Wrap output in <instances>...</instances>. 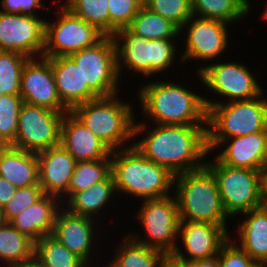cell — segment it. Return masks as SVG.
Masks as SVG:
<instances>
[{"instance_id":"d6a6232c","label":"cell","mask_w":267,"mask_h":267,"mask_svg":"<svg viewBox=\"0 0 267 267\" xmlns=\"http://www.w3.org/2000/svg\"><path fill=\"white\" fill-rule=\"evenodd\" d=\"M66 2V3H64ZM63 5L74 15L109 36V0H66Z\"/></svg>"},{"instance_id":"1f68e13d","label":"cell","mask_w":267,"mask_h":267,"mask_svg":"<svg viewBox=\"0 0 267 267\" xmlns=\"http://www.w3.org/2000/svg\"><path fill=\"white\" fill-rule=\"evenodd\" d=\"M111 173V155L107 159L76 162L68 185V199L76 192L87 190Z\"/></svg>"},{"instance_id":"d590c367","label":"cell","mask_w":267,"mask_h":267,"mask_svg":"<svg viewBox=\"0 0 267 267\" xmlns=\"http://www.w3.org/2000/svg\"><path fill=\"white\" fill-rule=\"evenodd\" d=\"M147 8L171 21L180 30L193 16L192 0H144Z\"/></svg>"},{"instance_id":"b9f144b4","label":"cell","mask_w":267,"mask_h":267,"mask_svg":"<svg viewBox=\"0 0 267 267\" xmlns=\"http://www.w3.org/2000/svg\"><path fill=\"white\" fill-rule=\"evenodd\" d=\"M188 267H220L219 256L188 262Z\"/></svg>"},{"instance_id":"484cf974","label":"cell","mask_w":267,"mask_h":267,"mask_svg":"<svg viewBox=\"0 0 267 267\" xmlns=\"http://www.w3.org/2000/svg\"><path fill=\"white\" fill-rule=\"evenodd\" d=\"M117 193L114 178L110 173L103 181L95 183L87 190L74 193L68 200L62 202L63 206L73 214L87 217L97 216L98 211H104L112 196ZM65 203V204H64ZM103 209V210H102Z\"/></svg>"},{"instance_id":"7bdbcfd3","label":"cell","mask_w":267,"mask_h":267,"mask_svg":"<svg viewBox=\"0 0 267 267\" xmlns=\"http://www.w3.org/2000/svg\"><path fill=\"white\" fill-rule=\"evenodd\" d=\"M159 267H188V263L178 259L173 254H166Z\"/></svg>"},{"instance_id":"3957f363","label":"cell","mask_w":267,"mask_h":267,"mask_svg":"<svg viewBox=\"0 0 267 267\" xmlns=\"http://www.w3.org/2000/svg\"><path fill=\"white\" fill-rule=\"evenodd\" d=\"M117 96L115 94L98 97L79 104L71 110L112 151L133 146L126 144L134 138L137 139L138 136L144 134L143 132H147L145 120L135 123L132 105L121 101Z\"/></svg>"},{"instance_id":"4dcf8cb0","label":"cell","mask_w":267,"mask_h":267,"mask_svg":"<svg viewBox=\"0 0 267 267\" xmlns=\"http://www.w3.org/2000/svg\"><path fill=\"white\" fill-rule=\"evenodd\" d=\"M34 254L47 267H89L52 235H46L35 242Z\"/></svg>"},{"instance_id":"9a60e30c","label":"cell","mask_w":267,"mask_h":267,"mask_svg":"<svg viewBox=\"0 0 267 267\" xmlns=\"http://www.w3.org/2000/svg\"><path fill=\"white\" fill-rule=\"evenodd\" d=\"M228 24L219 20L191 16L180 30L185 31V51L180 58L183 64L186 60L212 61L225 53L228 44Z\"/></svg>"},{"instance_id":"f1b7e54d","label":"cell","mask_w":267,"mask_h":267,"mask_svg":"<svg viewBox=\"0 0 267 267\" xmlns=\"http://www.w3.org/2000/svg\"><path fill=\"white\" fill-rule=\"evenodd\" d=\"M132 33L149 40L179 38L180 29L144 4L127 27Z\"/></svg>"},{"instance_id":"ba28073f","label":"cell","mask_w":267,"mask_h":267,"mask_svg":"<svg viewBox=\"0 0 267 267\" xmlns=\"http://www.w3.org/2000/svg\"><path fill=\"white\" fill-rule=\"evenodd\" d=\"M206 159V166L217 182L225 212L229 217L239 216L265 204L264 172L247 168H233L216 157Z\"/></svg>"},{"instance_id":"bcb514c9","label":"cell","mask_w":267,"mask_h":267,"mask_svg":"<svg viewBox=\"0 0 267 267\" xmlns=\"http://www.w3.org/2000/svg\"><path fill=\"white\" fill-rule=\"evenodd\" d=\"M6 221L4 219V215H3V208H0V226L2 224H4Z\"/></svg>"},{"instance_id":"ab89813d","label":"cell","mask_w":267,"mask_h":267,"mask_svg":"<svg viewBox=\"0 0 267 267\" xmlns=\"http://www.w3.org/2000/svg\"><path fill=\"white\" fill-rule=\"evenodd\" d=\"M41 2L42 0H1V6L3 10L0 11L40 18L37 16L38 14L36 11L38 9L43 10V7L46 8L44 6L45 4Z\"/></svg>"},{"instance_id":"7402d4cb","label":"cell","mask_w":267,"mask_h":267,"mask_svg":"<svg viewBox=\"0 0 267 267\" xmlns=\"http://www.w3.org/2000/svg\"><path fill=\"white\" fill-rule=\"evenodd\" d=\"M50 63L59 98L70 111L99 97L88 84L83 83L81 68L69 56L50 58Z\"/></svg>"},{"instance_id":"f6af8a7d","label":"cell","mask_w":267,"mask_h":267,"mask_svg":"<svg viewBox=\"0 0 267 267\" xmlns=\"http://www.w3.org/2000/svg\"><path fill=\"white\" fill-rule=\"evenodd\" d=\"M264 200L267 204V169L264 171Z\"/></svg>"},{"instance_id":"d4e9b609","label":"cell","mask_w":267,"mask_h":267,"mask_svg":"<svg viewBox=\"0 0 267 267\" xmlns=\"http://www.w3.org/2000/svg\"><path fill=\"white\" fill-rule=\"evenodd\" d=\"M0 176L16 188L39 184L36 153L0 145Z\"/></svg>"},{"instance_id":"7c38bea8","label":"cell","mask_w":267,"mask_h":267,"mask_svg":"<svg viewBox=\"0 0 267 267\" xmlns=\"http://www.w3.org/2000/svg\"><path fill=\"white\" fill-rule=\"evenodd\" d=\"M68 111H53L37 105H22L18 131L12 147L39 153L60 144L61 123Z\"/></svg>"},{"instance_id":"7dc6e473","label":"cell","mask_w":267,"mask_h":267,"mask_svg":"<svg viewBox=\"0 0 267 267\" xmlns=\"http://www.w3.org/2000/svg\"><path fill=\"white\" fill-rule=\"evenodd\" d=\"M265 11L263 12V18L266 19L265 21H267V3H266V8L264 9Z\"/></svg>"},{"instance_id":"ffe728a7","label":"cell","mask_w":267,"mask_h":267,"mask_svg":"<svg viewBox=\"0 0 267 267\" xmlns=\"http://www.w3.org/2000/svg\"><path fill=\"white\" fill-rule=\"evenodd\" d=\"M220 146H225V149L219 152L218 155L215 154L214 157L222 164L233 168L265 171L267 162V131L227 138L216 149H220Z\"/></svg>"},{"instance_id":"c3c4849f","label":"cell","mask_w":267,"mask_h":267,"mask_svg":"<svg viewBox=\"0 0 267 267\" xmlns=\"http://www.w3.org/2000/svg\"><path fill=\"white\" fill-rule=\"evenodd\" d=\"M256 267H267V265H257Z\"/></svg>"},{"instance_id":"d6986e66","label":"cell","mask_w":267,"mask_h":267,"mask_svg":"<svg viewBox=\"0 0 267 267\" xmlns=\"http://www.w3.org/2000/svg\"><path fill=\"white\" fill-rule=\"evenodd\" d=\"M94 219L87 216L70 213L64 206L55 219L52 236L80 257L89 267L94 242ZM92 242V243H91ZM91 253V254H90Z\"/></svg>"},{"instance_id":"4316f807","label":"cell","mask_w":267,"mask_h":267,"mask_svg":"<svg viewBox=\"0 0 267 267\" xmlns=\"http://www.w3.org/2000/svg\"><path fill=\"white\" fill-rule=\"evenodd\" d=\"M119 247V248H118ZM113 259L104 267H159L166 253L135 241L129 234L122 238Z\"/></svg>"},{"instance_id":"603a6c76","label":"cell","mask_w":267,"mask_h":267,"mask_svg":"<svg viewBox=\"0 0 267 267\" xmlns=\"http://www.w3.org/2000/svg\"><path fill=\"white\" fill-rule=\"evenodd\" d=\"M62 201L64 202L65 200L45 194L9 223L19 232L37 242L42 237L52 234L56 215L63 208Z\"/></svg>"},{"instance_id":"4fadbf2b","label":"cell","mask_w":267,"mask_h":267,"mask_svg":"<svg viewBox=\"0 0 267 267\" xmlns=\"http://www.w3.org/2000/svg\"><path fill=\"white\" fill-rule=\"evenodd\" d=\"M198 77L207 91L222 95L228 101L247 100L264 94L262 86L256 80L248 66L239 62H218L201 65Z\"/></svg>"},{"instance_id":"ac0fdd59","label":"cell","mask_w":267,"mask_h":267,"mask_svg":"<svg viewBox=\"0 0 267 267\" xmlns=\"http://www.w3.org/2000/svg\"><path fill=\"white\" fill-rule=\"evenodd\" d=\"M36 156L39 185L44 194L68 200V185L76 165L74 157L61 144L41 151Z\"/></svg>"},{"instance_id":"277c9868","label":"cell","mask_w":267,"mask_h":267,"mask_svg":"<svg viewBox=\"0 0 267 267\" xmlns=\"http://www.w3.org/2000/svg\"><path fill=\"white\" fill-rule=\"evenodd\" d=\"M111 174L119 193L145 199L168 196L175 175L145 158L134 146L111 152Z\"/></svg>"},{"instance_id":"ee69618b","label":"cell","mask_w":267,"mask_h":267,"mask_svg":"<svg viewBox=\"0 0 267 267\" xmlns=\"http://www.w3.org/2000/svg\"><path fill=\"white\" fill-rule=\"evenodd\" d=\"M17 267H47L35 254L25 261L20 263Z\"/></svg>"},{"instance_id":"8d00e7d4","label":"cell","mask_w":267,"mask_h":267,"mask_svg":"<svg viewBox=\"0 0 267 267\" xmlns=\"http://www.w3.org/2000/svg\"><path fill=\"white\" fill-rule=\"evenodd\" d=\"M143 3L144 0H109V36L127 28Z\"/></svg>"},{"instance_id":"2e32d148","label":"cell","mask_w":267,"mask_h":267,"mask_svg":"<svg viewBox=\"0 0 267 267\" xmlns=\"http://www.w3.org/2000/svg\"><path fill=\"white\" fill-rule=\"evenodd\" d=\"M20 96L25 103L53 111H70L59 98L50 58H29L21 73Z\"/></svg>"},{"instance_id":"5b68a950","label":"cell","mask_w":267,"mask_h":267,"mask_svg":"<svg viewBox=\"0 0 267 267\" xmlns=\"http://www.w3.org/2000/svg\"><path fill=\"white\" fill-rule=\"evenodd\" d=\"M207 107L209 153L225 139L267 131V99L263 94L247 100L223 102L204 98Z\"/></svg>"},{"instance_id":"6da1fadb","label":"cell","mask_w":267,"mask_h":267,"mask_svg":"<svg viewBox=\"0 0 267 267\" xmlns=\"http://www.w3.org/2000/svg\"><path fill=\"white\" fill-rule=\"evenodd\" d=\"M207 125H158L132 145L148 160L168 168L174 175L206 165ZM204 160V161H203Z\"/></svg>"},{"instance_id":"f35d334b","label":"cell","mask_w":267,"mask_h":267,"mask_svg":"<svg viewBox=\"0 0 267 267\" xmlns=\"http://www.w3.org/2000/svg\"><path fill=\"white\" fill-rule=\"evenodd\" d=\"M230 238L218 254L220 267H256L258 264Z\"/></svg>"},{"instance_id":"7a4b0ae2","label":"cell","mask_w":267,"mask_h":267,"mask_svg":"<svg viewBox=\"0 0 267 267\" xmlns=\"http://www.w3.org/2000/svg\"><path fill=\"white\" fill-rule=\"evenodd\" d=\"M189 90L180 83L155 80L142 84L137 99L153 126L207 125L204 97Z\"/></svg>"},{"instance_id":"52a82bcc","label":"cell","mask_w":267,"mask_h":267,"mask_svg":"<svg viewBox=\"0 0 267 267\" xmlns=\"http://www.w3.org/2000/svg\"><path fill=\"white\" fill-rule=\"evenodd\" d=\"M112 38L116 47L117 70L121 78L122 68L138 75L150 77L168 71L175 60L176 42L174 39L149 40L132 33L128 28L117 30ZM123 43V44H121ZM175 54V55H174ZM125 66V67H124Z\"/></svg>"},{"instance_id":"30bf717a","label":"cell","mask_w":267,"mask_h":267,"mask_svg":"<svg viewBox=\"0 0 267 267\" xmlns=\"http://www.w3.org/2000/svg\"><path fill=\"white\" fill-rule=\"evenodd\" d=\"M53 13L57 17L55 22H45L43 57L69 56L95 46L105 37L95 26L74 15L63 4Z\"/></svg>"},{"instance_id":"5bb4252c","label":"cell","mask_w":267,"mask_h":267,"mask_svg":"<svg viewBox=\"0 0 267 267\" xmlns=\"http://www.w3.org/2000/svg\"><path fill=\"white\" fill-rule=\"evenodd\" d=\"M45 18L0 11V51L41 57L45 45Z\"/></svg>"},{"instance_id":"836d02e7","label":"cell","mask_w":267,"mask_h":267,"mask_svg":"<svg viewBox=\"0 0 267 267\" xmlns=\"http://www.w3.org/2000/svg\"><path fill=\"white\" fill-rule=\"evenodd\" d=\"M28 59L15 51H0V95H20L21 73Z\"/></svg>"},{"instance_id":"74e56055","label":"cell","mask_w":267,"mask_h":267,"mask_svg":"<svg viewBox=\"0 0 267 267\" xmlns=\"http://www.w3.org/2000/svg\"><path fill=\"white\" fill-rule=\"evenodd\" d=\"M44 195L43 189L39 184L17 188L13 198L3 207L5 221L10 222Z\"/></svg>"},{"instance_id":"e575fe53","label":"cell","mask_w":267,"mask_h":267,"mask_svg":"<svg viewBox=\"0 0 267 267\" xmlns=\"http://www.w3.org/2000/svg\"><path fill=\"white\" fill-rule=\"evenodd\" d=\"M23 104L20 95H0V145H11L15 141Z\"/></svg>"},{"instance_id":"e0dca14e","label":"cell","mask_w":267,"mask_h":267,"mask_svg":"<svg viewBox=\"0 0 267 267\" xmlns=\"http://www.w3.org/2000/svg\"><path fill=\"white\" fill-rule=\"evenodd\" d=\"M228 231L229 229L221 225L209 222L180 220L178 240L182 239L186 253H183L178 244L172 254L187 263L216 256L221 247L230 239Z\"/></svg>"},{"instance_id":"8fae6325","label":"cell","mask_w":267,"mask_h":267,"mask_svg":"<svg viewBox=\"0 0 267 267\" xmlns=\"http://www.w3.org/2000/svg\"><path fill=\"white\" fill-rule=\"evenodd\" d=\"M81 68L84 84L99 96L108 97L119 93L116 47L112 36H105L95 46L69 55Z\"/></svg>"},{"instance_id":"cb8c5ba5","label":"cell","mask_w":267,"mask_h":267,"mask_svg":"<svg viewBox=\"0 0 267 267\" xmlns=\"http://www.w3.org/2000/svg\"><path fill=\"white\" fill-rule=\"evenodd\" d=\"M242 214L246 219L239 224L236 244L258 265H267V204Z\"/></svg>"},{"instance_id":"9c48e42d","label":"cell","mask_w":267,"mask_h":267,"mask_svg":"<svg viewBox=\"0 0 267 267\" xmlns=\"http://www.w3.org/2000/svg\"><path fill=\"white\" fill-rule=\"evenodd\" d=\"M137 213L145 237L142 239L133 233L130 236L145 246L172 254L179 241L180 217L176 196L145 199Z\"/></svg>"},{"instance_id":"44dd1931","label":"cell","mask_w":267,"mask_h":267,"mask_svg":"<svg viewBox=\"0 0 267 267\" xmlns=\"http://www.w3.org/2000/svg\"><path fill=\"white\" fill-rule=\"evenodd\" d=\"M60 144L76 162L107 159L112 152L71 111L66 112L62 119Z\"/></svg>"},{"instance_id":"60d3db41","label":"cell","mask_w":267,"mask_h":267,"mask_svg":"<svg viewBox=\"0 0 267 267\" xmlns=\"http://www.w3.org/2000/svg\"><path fill=\"white\" fill-rule=\"evenodd\" d=\"M16 187L0 176V208H3L14 196Z\"/></svg>"},{"instance_id":"f546056e","label":"cell","mask_w":267,"mask_h":267,"mask_svg":"<svg viewBox=\"0 0 267 267\" xmlns=\"http://www.w3.org/2000/svg\"><path fill=\"white\" fill-rule=\"evenodd\" d=\"M248 0H192V13L205 19L230 22L244 18L251 10Z\"/></svg>"},{"instance_id":"83f0119b","label":"cell","mask_w":267,"mask_h":267,"mask_svg":"<svg viewBox=\"0 0 267 267\" xmlns=\"http://www.w3.org/2000/svg\"><path fill=\"white\" fill-rule=\"evenodd\" d=\"M35 242L9 222L0 226V266L17 267L34 255Z\"/></svg>"},{"instance_id":"8992f818","label":"cell","mask_w":267,"mask_h":267,"mask_svg":"<svg viewBox=\"0 0 267 267\" xmlns=\"http://www.w3.org/2000/svg\"><path fill=\"white\" fill-rule=\"evenodd\" d=\"M174 189L180 220L209 222L228 227L217 182L205 165L201 169L175 175Z\"/></svg>"}]
</instances>
